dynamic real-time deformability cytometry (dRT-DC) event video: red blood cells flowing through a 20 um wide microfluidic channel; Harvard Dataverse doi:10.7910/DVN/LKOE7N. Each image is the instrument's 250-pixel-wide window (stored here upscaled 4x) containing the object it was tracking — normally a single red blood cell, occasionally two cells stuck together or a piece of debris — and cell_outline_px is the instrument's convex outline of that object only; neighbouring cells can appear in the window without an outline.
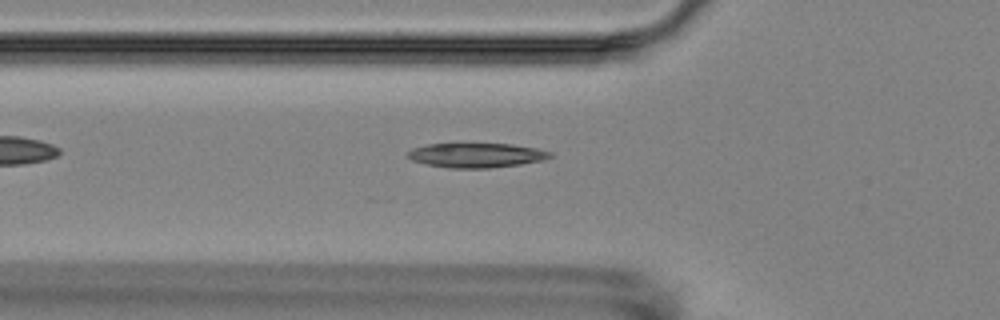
{"species": "Egyptian fruit bat (a non-hibernating species)", "species_latin": "Rousettus aegyptiacus", "temperature_condition": "room temperature", "stored_images_in_passage": 5, "camera_frame_rate_fps": 3000, "um_per_image_px": 0.085, "animal": {"sex": "female"}, "frame": {"image": 1, "passage_image": 5, "time_ms": 4.667, "image_size_px": [1000, 320], "cell_outline_px": [[552, 156], [544, 160], [520, 164], [488, 168], [448, 168], [428, 164], [412, 160], [408, 156], [408, 152], [412, 148], [428, 144], [512, 144], [536, 148], [552, 152]], "centroid_in_image_um": [40.51, 13.19], "position_along_channel_um": 85.3, "area_um2": 20.17}}